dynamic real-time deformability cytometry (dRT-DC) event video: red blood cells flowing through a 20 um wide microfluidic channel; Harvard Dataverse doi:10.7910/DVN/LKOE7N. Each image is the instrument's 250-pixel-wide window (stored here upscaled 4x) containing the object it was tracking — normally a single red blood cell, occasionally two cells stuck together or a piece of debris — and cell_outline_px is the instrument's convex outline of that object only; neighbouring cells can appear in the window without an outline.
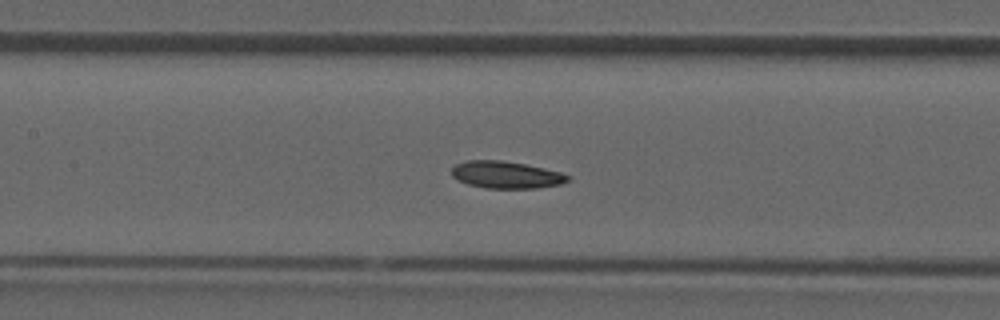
{"species": "common noctule bat (a hibernating species)", "species_latin": "Nyctalus noctula", "temperature_condition": "room temperature", "stored_images_in_passage": 42, "camera_frame_rate_fps": 3000, "um_per_image_px": 0.085, "animal": {"sex": "male", "forearm_length_mm": 52.5}, "frame": {"image": 1, "passage_image": 19, "time_ms": 6.0, "image_size_px": [1000, 320], "cell_outline_px": [[572, 176], [564, 184], [536, 188], [484, 188], [468, 184], [456, 180], [452, 176], [452, 168], [456, 164], [468, 160], [500, 160], [524, 164], [544, 168], [560, 172]], "centroid_in_image_um": [43.03, 14.86], "position_along_channel_um": 164.4, "area_um2": 18.44}}